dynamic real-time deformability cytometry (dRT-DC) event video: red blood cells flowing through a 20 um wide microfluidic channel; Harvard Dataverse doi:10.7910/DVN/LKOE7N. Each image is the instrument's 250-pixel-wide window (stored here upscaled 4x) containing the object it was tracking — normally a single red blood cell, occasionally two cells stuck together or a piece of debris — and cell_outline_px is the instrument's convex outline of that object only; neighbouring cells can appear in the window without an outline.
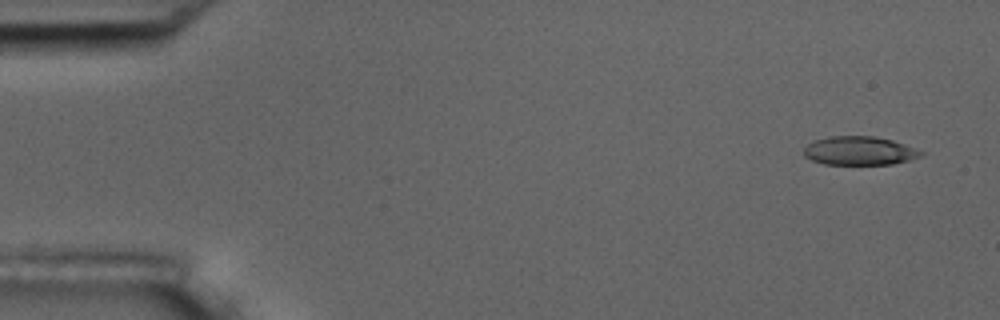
{"species": "common noctule bat (a hibernating species)", "species_latin": "Nyctalus noctula", "temperature_condition": "room temperature", "stored_images_in_passage": 4, "camera_frame_rate_fps": 3000, "um_per_image_px": 0.085, "animal": {"sex": "male", "body_mass_g": 17.5, "forearm_length_mm": 52.3}, "frame": {"image": 1, "passage_image": 1, "time_ms": 0.0, "image_size_px": [1000, 320], "cell_outline_px": [[924, 156], [892, 164], [824, 164], [812, 160], [804, 156], [804, 148], [808, 144], [816, 140], [832, 136], [876, 136], [892, 140], [904, 144], [924, 152]], "centroid_in_image_um": [73.07, 12.82], "position_along_channel_um": 11.9, "area_um2": 19.48}}
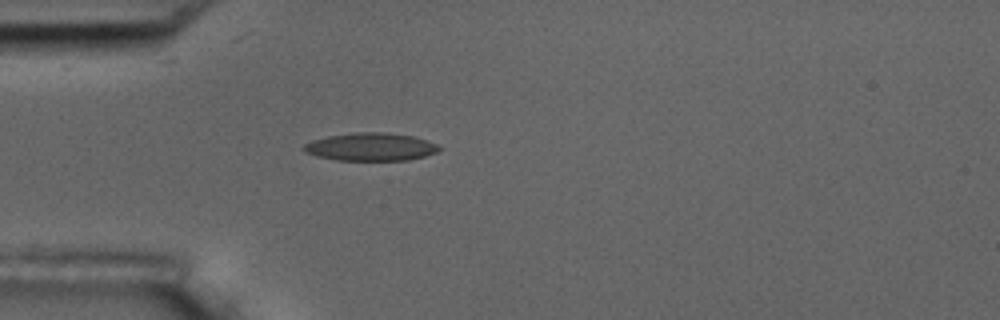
{"frame": {"image": 2, "passage_image": 4, "time_ms": 1.0, "image_size_px": [1000, 320], "cell_outline_px": [[440, 148], [436, 152], [424, 156], [408, 160], [336, 160], [316, 156], [304, 152], [300, 148], [304, 144], [312, 140], [328, 136], [352, 132], [384, 132], [416, 136], [436, 144]], "centroid_in_image_um": [31.46, 12.47], "position_along_channel_um": 53.5, "area_um2": 22.14}}